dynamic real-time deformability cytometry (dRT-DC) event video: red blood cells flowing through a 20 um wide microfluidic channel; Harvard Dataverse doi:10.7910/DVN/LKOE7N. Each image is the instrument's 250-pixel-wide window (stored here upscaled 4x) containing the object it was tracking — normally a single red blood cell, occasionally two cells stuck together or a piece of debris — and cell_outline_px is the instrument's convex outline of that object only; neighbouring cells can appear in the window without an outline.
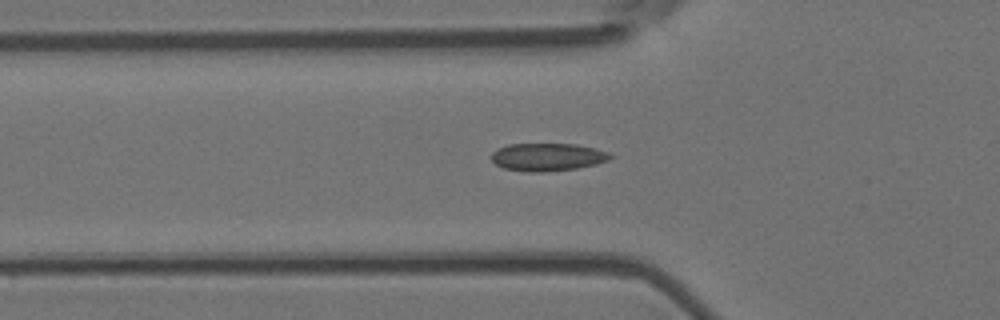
{"species": "Egyptian fruit bat (a non-hibernating species)", "species_latin": "Rousettus aegyptiacus", "temperature_condition": "room temperature", "stored_images_in_passage": 18, "camera_frame_rate_fps": 3000, "um_per_image_px": 0.085, "animal": {"sex": "female"}, "frame": {"image": 1, "passage_image": 4, "time_ms": 1.0, "image_size_px": [1000, 320], "cell_outline_px": [[612, 156], [608, 160], [596, 164], [576, 168], [544, 172], [524, 172], [504, 168], [496, 164], [492, 160], [492, 152], [508, 144], [576, 144], [596, 148], [608, 152]], "centroid_in_image_um": [46.54, 13.35], "position_along_channel_um": 79.3, "area_um2": 19.19}}
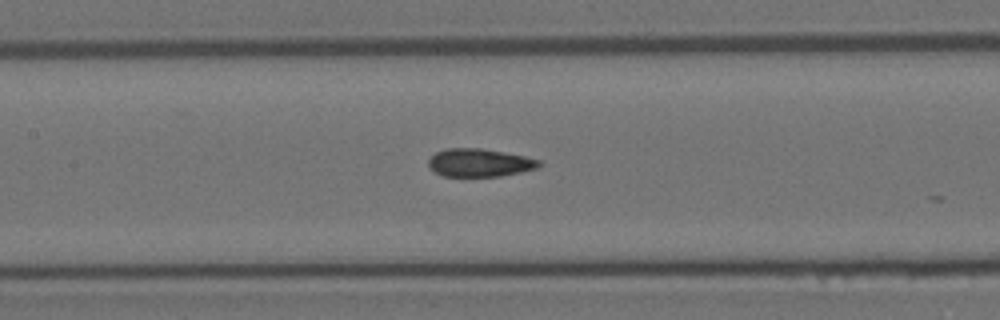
{"frame": {"image": 2, "passage_image": 11, "time_ms": 3.333, "image_size_px": [1000, 320], "cell_outline_px": [[544, 164], [536, 168], [520, 172], [500, 176], [444, 176], [428, 168], [428, 160], [436, 152], [444, 148], [480, 148], [524, 156], [540, 160]], "centroid_in_image_um": [40.74, 13.83], "position_along_channel_um": 166.7, "area_um2": 18.03}}
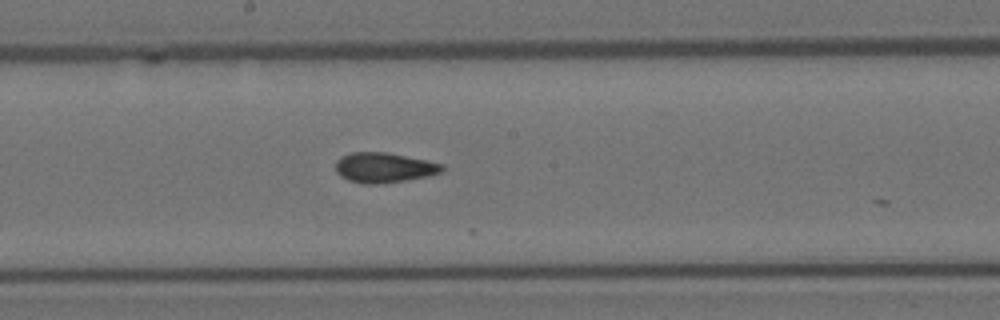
{"frame": {"image": 3, "passage_image": 15, "time_ms": 4.667, "image_size_px": [1000, 320], "cell_outline_px": [[444, 172], [428, 176], [404, 180], [376, 184], [364, 184], [348, 180], [340, 176], [336, 172], [336, 160], [340, 156], [352, 152], [384, 152], [444, 164]], "centroid_in_image_um": [32.62, 14.25], "position_along_channel_um": 215.6, "area_um2": 18.55}}